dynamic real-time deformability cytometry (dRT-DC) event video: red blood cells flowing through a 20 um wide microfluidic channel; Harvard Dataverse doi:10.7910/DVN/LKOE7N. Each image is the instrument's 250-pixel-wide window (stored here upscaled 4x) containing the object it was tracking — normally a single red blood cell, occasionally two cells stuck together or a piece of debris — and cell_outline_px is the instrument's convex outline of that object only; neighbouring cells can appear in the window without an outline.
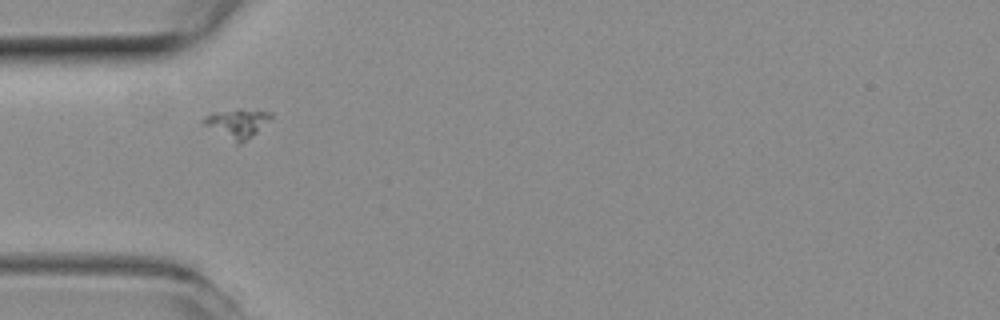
{"species": "common noctule bat (a hibernating species)", "species_latin": "Nyctalus noctula", "temperature_condition": "room temperature", "stored_images_in_passage": 38, "camera_frame_rate_fps": 3000, "um_per_image_px": 0.085, "animal": {"sex": "female", "body_mass_g": 19.3, "forearm_length_mm": 54.1}, "frame": {"image": 1, "passage_image": 1, "time_ms": 0.0, "image_size_px": [1000, 320], "cell_outline_px": [[272, 116], [252, 136], [236, 144], [204, 124], [200, 120], [212, 112], [240, 108], [272, 112]], "centroid_in_image_um": [20.13, 10.44], "position_along_channel_um": 64.9, "area_um2": 11.16}}
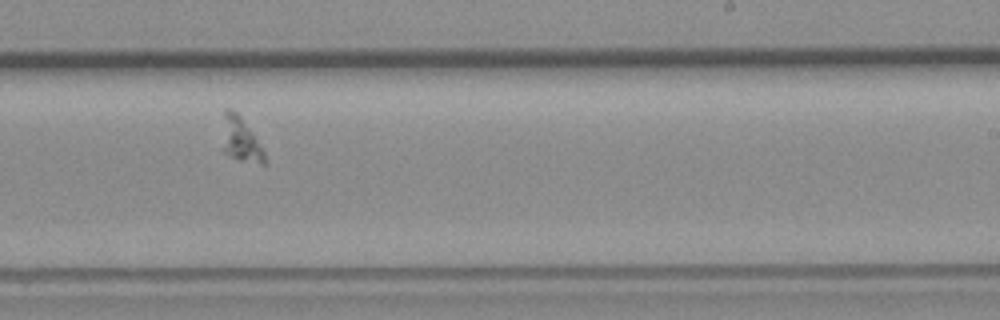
{"frame": {"image": 2, "passage_image": 17, "time_ms": 5.333, "image_size_px": [1000, 320], "cell_outline_px": [[264, 164], [260, 164], [240, 160], [224, 152], [224, 108], [232, 108], [240, 116], [252, 132], [264, 152]], "centroid_in_image_um": [20.46, 11.84], "position_along_channel_um": 268.5, "area_um2": 10.4}}
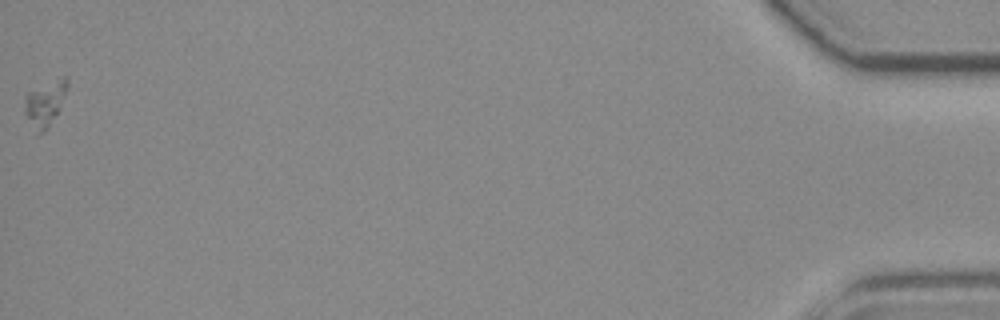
{"frame": {"image": 3, "passage_image": 38, "time_ms": 12.333, "image_size_px": [1000, 320], "cell_outline_px": [[68, 88], [56, 116], [48, 128], [44, 132], [36, 136], [24, 112], [24, 100], [28, 92], [64, 76], [68, 76]], "centroid_in_image_um": [3.82, 8.85], "position_along_channel_um": 431.4, "area_um2": 11.33}}